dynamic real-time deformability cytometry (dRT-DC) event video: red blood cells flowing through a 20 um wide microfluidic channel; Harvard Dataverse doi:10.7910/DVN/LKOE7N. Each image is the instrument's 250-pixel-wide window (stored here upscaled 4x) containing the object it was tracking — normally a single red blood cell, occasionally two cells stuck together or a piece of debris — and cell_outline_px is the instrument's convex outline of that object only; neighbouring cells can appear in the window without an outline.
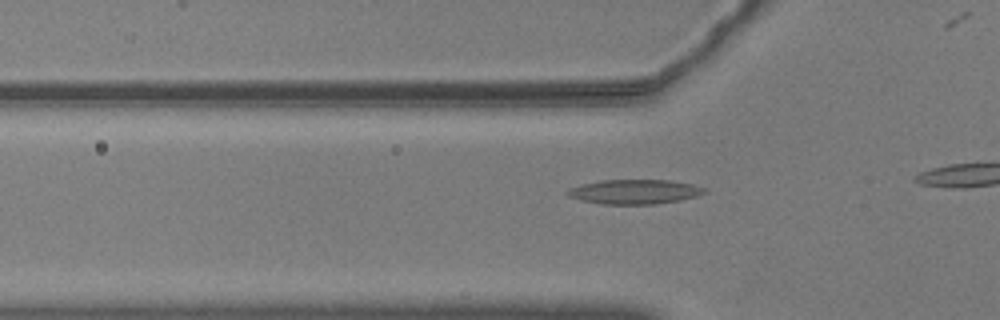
{"species": "common noctule bat (a hibernating species)", "species_latin": "Nyctalus noctula", "temperature_condition": "warm", "stored_images_in_passage": 12, "camera_frame_rate_fps": 3000, "um_per_image_px": 0.085, "animal": {"sex": "male", "body_mass_g": 20.5, "forearm_length_mm": 52.5}, "frame": {"image": 1, "passage_image": 6, "time_ms": 1.667, "image_size_px": [1000, 320], "cell_outline_px": [[708, 192], [696, 196], [680, 200], [656, 204], [604, 204], [580, 200], [568, 196], [564, 192], [568, 188], [580, 184], [600, 180], [672, 180], [692, 184], [708, 188]], "centroid_in_image_um": [53.93, 16.29], "position_along_channel_um": 71.9, "area_um2": 19.83}}
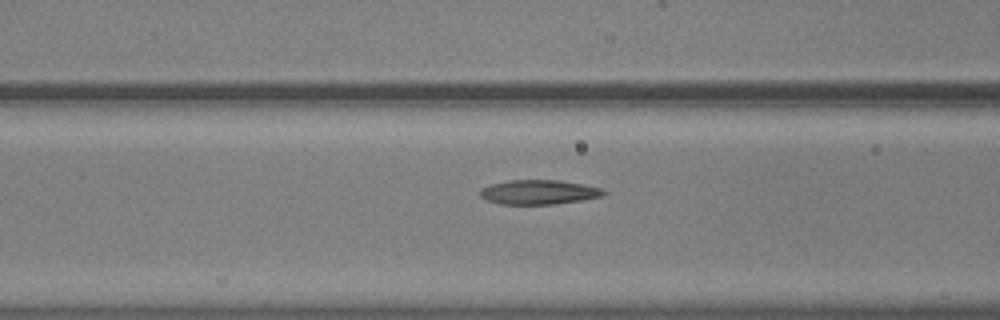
{"frame": {"image": 2, "passage_image": 10, "time_ms": 3.0, "image_size_px": [1000, 320], "cell_outline_px": [[608, 192], [604, 196], [580, 200], [552, 204], [500, 204], [488, 200], [480, 196], [480, 188], [492, 184], [508, 180], [560, 180], [600, 188]], "centroid_in_image_um": [45.79, 16.33], "position_along_channel_um": 120.8, "area_um2": 17.46}}